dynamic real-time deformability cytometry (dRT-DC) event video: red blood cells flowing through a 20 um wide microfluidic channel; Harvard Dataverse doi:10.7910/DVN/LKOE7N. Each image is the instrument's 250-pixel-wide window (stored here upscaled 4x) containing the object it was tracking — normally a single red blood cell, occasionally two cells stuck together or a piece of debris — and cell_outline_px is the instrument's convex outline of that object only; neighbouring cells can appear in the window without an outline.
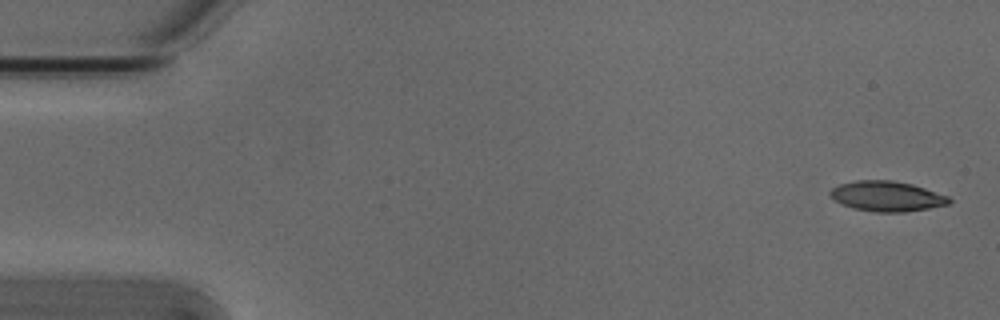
{"species": "Egyptian fruit bat (a non-hibernating species)", "species_latin": "Rousettus aegyptiacus", "temperature_condition": "cold", "stored_images_in_passage": 6, "camera_frame_rate_fps": 3000, "um_per_image_px": 0.085, "animal": {"sex": "male"}, "frame": {"image": 1, "passage_image": 1, "time_ms": 0.0, "image_size_px": [1000, 320], "cell_outline_px": [[952, 200], [948, 204], [928, 208], [904, 212], [876, 212], [852, 208], [840, 204], [828, 192], [832, 188], [840, 184], [856, 180], [892, 180], [912, 184], [948, 196]], "centroid_in_image_um": [75.36, 16.68], "position_along_channel_um": 9.6, "area_um2": 20.81}}